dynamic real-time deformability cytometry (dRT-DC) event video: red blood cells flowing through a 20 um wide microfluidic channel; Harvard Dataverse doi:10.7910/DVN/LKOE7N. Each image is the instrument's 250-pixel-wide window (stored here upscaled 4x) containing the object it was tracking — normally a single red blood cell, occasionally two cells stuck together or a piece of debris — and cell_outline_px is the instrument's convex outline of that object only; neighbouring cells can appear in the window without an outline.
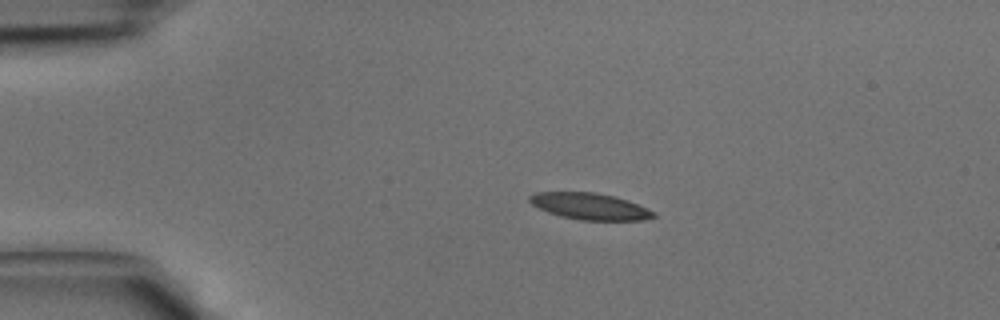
{"species": "common noctule bat (a hibernating species)", "species_latin": "Nyctalus noctula", "temperature_condition": "cold", "stored_images_in_passage": 35, "camera_frame_rate_fps": 3000, "um_per_image_px": 0.085, "animal": {"sex": "male", "body_mass_g": 15.6}, "frame": {"image": 1, "passage_image": 1, "time_ms": 0.0, "image_size_px": [1000, 320], "cell_outline_px": [[656, 216], [644, 220], [580, 220], [560, 216], [548, 212], [532, 204], [528, 200], [528, 196], [536, 192], [596, 192], [628, 200], [656, 212]], "centroid_in_image_um": [50.14, 17.54], "position_along_channel_um": 34.9, "area_um2": 19.13}}
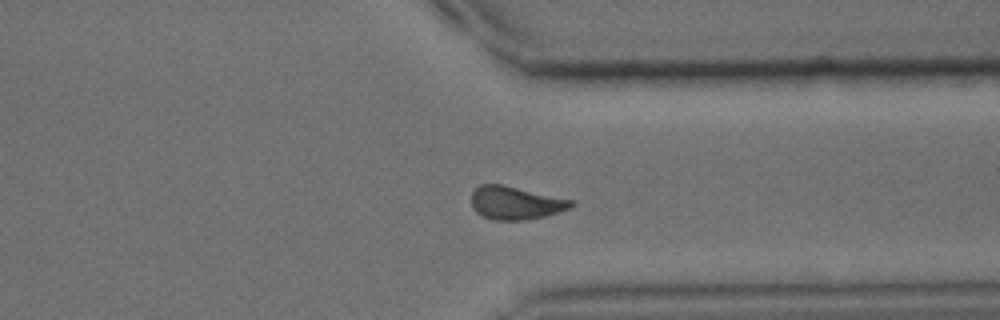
{"frame": {"image": 2, "passage_image": 25, "time_ms": 8.0, "image_size_px": [1000, 320], "cell_outline_px": [[576, 204], [572, 208], [544, 216], [524, 220], [492, 220], [476, 212], [472, 208], [472, 192], [480, 184], [500, 184], [576, 200]], "centroid_in_image_um": [43.86, 17.24], "position_along_channel_um": 367.5, "area_um2": 19.36}}
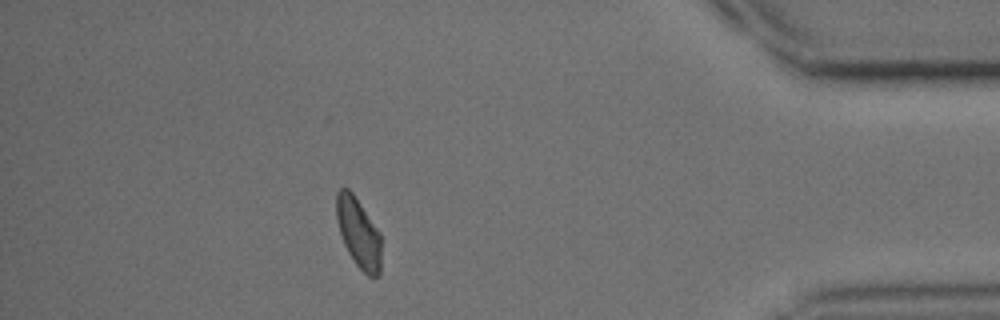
{"frame": {"image": 3, "passage_image": 30, "time_ms": 9.667, "image_size_px": [1000, 320], "cell_outline_px": [[380, 276], [368, 276], [356, 264], [348, 252], [344, 244], [336, 220], [336, 192], [340, 188], [348, 188], [352, 192], [380, 232]], "centroid_in_image_um": [30.46, 19.77], "position_along_channel_um": 404.7, "area_um2": 18.09}}